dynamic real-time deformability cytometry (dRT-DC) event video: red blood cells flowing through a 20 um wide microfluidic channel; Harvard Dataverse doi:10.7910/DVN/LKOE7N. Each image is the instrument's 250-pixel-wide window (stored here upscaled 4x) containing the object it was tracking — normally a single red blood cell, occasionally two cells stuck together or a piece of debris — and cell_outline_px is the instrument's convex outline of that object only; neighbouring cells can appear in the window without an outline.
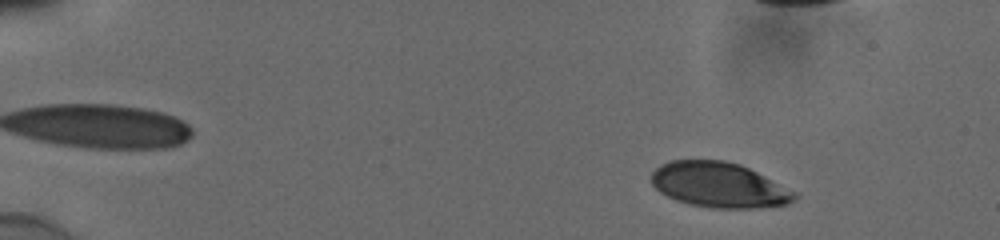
{"species": "human", "species_latin": "Homo sapiens", "temperature_condition": "cold", "stored_images_in_passage": 47, "camera_frame_rate_fps": 3000, "um_per_image_px": 0.085, "donor": {"sex": "male"}, "frame": {"image": 1, "passage_image": 6, "time_ms": 1.667, "image_size_px": [1000, 240], "cell_outline_px": [[796, 196], [788, 204], [760, 208], [712, 208], [688, 204], [676, 200], [660, 192], [652, 184], [652, 172], [660, 164], [668, 160], [724, 160], [740, 164], [796, 192]], "centroid_in_image_um": [61.09, 15.72], "position_along_channel_um": 23.9, "area_um2": 37.57}}
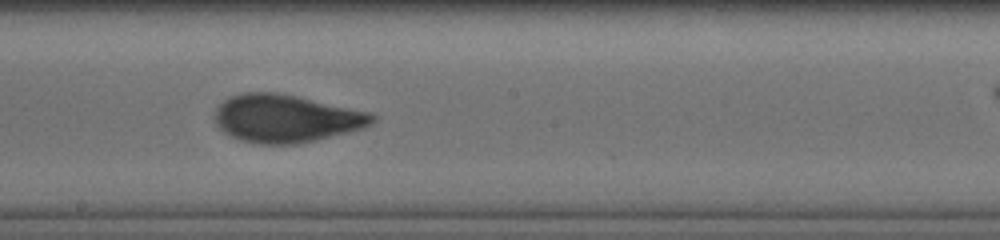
{"frame": {"image": 2, "passage_image": 31, "time_ms": 10.0, "image_size_px": [1000, 240], "cell_outline_px": [[376, 120], [372, 124], [348, 132], [296, 144], [260, 144], [240, 140], [224, 132], [216, 124], [216, 108], [224, 100], [232, 96], [244, 92], [276, 92], [296, 96], [372, 112], [376, 116]], "centroid_in_image_um": [24.32, 10.06], "position_along_channel_um": 223.9, "area_um2": 43.58}}
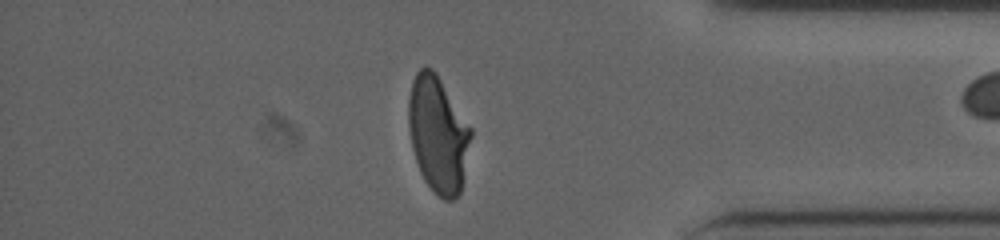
{"frame": {"image": 3, "passage_image": 46, "time_ms": 15.0, "image_size_px": [1000, 240], "cell_outline_px": [[472, 136], [460, 192], [452, 200], [444, 200], [424, 180], [420, 172], [412, 148], [408, 124], [408, 100], [412, 80], [416, 72], [420, 68], [432, 68], [436, 72], [472, 128]], "centroid_in_image_um": [37.23, 11.38], "position_along_channel_um": 398.0, "area_um2": 42.08}}